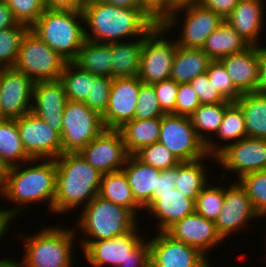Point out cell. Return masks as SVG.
I'll return each instance as SVG.
<instances>
[{"mask_svg":"<svg viewBox=\"0 0 266 267\" xmlns=\"http://www.w3.org/2000/svg\"><path fill=\"white\" fill-rule=\"evenodd\" d=\"M161 117L133 119L119 130L129 155H134L142 147L157 143L160 137Z\"/></svg>","mask_w":266,"mask_h":267,"instance_id":"29","label":"cell"},{"mask_svg":"<svg viewBox=\"0 0 266 267\" xmlns=\"http://www.w3.org/2000/svg\"><path fill=\"white\" fill-rule=\"evenodd\" d=\"M263 8V0H239L235 9L224 20L250 45L260 46L258 39L265 29Z\"/></svg>","mask_w":266,"mask_h":267,"instance_id":"24","label":"cell"},{"mask_svg":"<svg viewBox=\"0 0 266 267\" xmlns=\"http://www.w3.org/2000/svg\"><path fill=\"white\" fill-rule=\"evenodd\" d=\"M224 203V186L207 184L195 199V212L215 222Z\"/></svg>","mask_w":266,"mask_h":267,"instance_id":"40","label":"cell"},{"mask_svg":"<svg viewBox=\"0 0 266 267\" xmlns=\"http://www.w3.org/2000/svg\"><path fill=\"white\" fill-rule=\"evenodd\" d=\"M207 158L214 159L216 162V157L208 155L206 158L189 162H180L177 165V181L174 182L175 188L184 196L196 199L197 195L208 184L209 179L207 173L209 169H206L207 164L202 162Z\"/></svg>","mask_w":266,"mask_h":267,"instance_id":"34","label":"cell"},{"mask_svg":"<svg viewBox=\"0 0 266 267\" xmlns=\"http://www.w3.org/2000/svg\"><path fill=\"white\" fill-rule=\"evenodd\" d=\"M165 232L173 239L195 247L207 258L210 249L224 241L215 223L196 212L176 221Z\"/></svg>","mask_w":266,"mask_h":267,"instance_id":"20","label":"cell"},{"mask_svg":"<svg viewBox=\"0 0 266 267\" xmlns=\"http://www.w3.org/2000/svg\"><path fill=\"white\" fill-rule=\"evenodd\" d=\"M149 241L150 260L156 267H211L213 265L198 249L173 239L166 232L157 233Z\"/></svg>","mask_w":266,"mask_h":267,"instance_id":"19","label":"cell"},{"mask_svg":"<svg viewBox=\"0 0 266 267\" xmlns=\"http://www.w3.org/2000/svg\"><path fill=\"white\" fill-rule=\"evenodd\" d=\"M217 136L222 142L229 141V143L217 146V155L226 146L247 137L244 115L242 109L236 102H231L226 107L223 120L216 133V139Z\"/></svg>","mask_w":266,"mask_h":267,"instance_id":"37","label":"cell"},{"mask_svg":"<svg viewBox=\"0 0 266 267\" xmlns=\"http://www.w3.org/2000/svg\"><path fill=\"white\" fill-rule=\"evenodd\" d=\"M145 37L134 41L111 42V78L137 77Z\"/></svg>","mask_w":266,"mask_h":267,"instance_id":"27","label":"cell"},{"mask_svg":"<svg viewBox=\"0 0 266 267\" xmlns=\"http://www.w3.org/2000/svg\"><path fill=\"white\" fill-rule=\"evenodd\" d=\"M83 24L82 10L46 9L30 29L65 61L72 62L86 40Z\"/></svg>","mask_w":266,"mask_h":267,"instance_id":"4","label":"cell"},{"mask_svg":"<svg viewBox=\"0 0 266 267\" xmlns=\"http://www.w3.org/2000/svg\"><path fill=\"white\" fill-rule=\"evenodd\" d=\"M79 211L81 215L74 229L76 232L81 229L84 236L82 238H85L79 237L81 248L92 241L112 239L125 232H134L139 227L138 218L129 209L99 196L94 197Z\"/></svg>","mask_w":266,"mask_h":267,"instance_id":"5","label":"cell"},{"mask_svg":"<svg viewBox=\"0 0 266 267\" xmlns=\"http://www.w3.org/2000/svg\"><path fill=\"white\" fill-rule=\"evenodd\" d=\"M56 194L53 212L64 214L86 206L98 196L102 173L90 165L79 152H65L55 159ZM85 203V204H83Z\"/></svg>","mask_w":266,"mask_h":267,"instance_id":"3","label":"cell"},{"mask_svg":"<svg viewBox=\"0 0 266 267\" xmlns=\"http://www.w3.org/2000/svg\"><path fill=\"white\" fill-rule=\"evenodd\" d=\"M144 267H156L151 260Z\"/></svg>","mask_w":266,"mask_h":267,"instance_id":"61","label":"cell"},{"mask_svg":"<svg viewBox=\"0 0 266 267\" xmlns=\"http://www.w3.org/2000/svg\"><path fill=\"white\" fill-rule=\"evenodd\" d=\"M142 84L138 76L113 79L106 111L102 115L105 129H120L134 119Z\"/></svg>","mask_w":266,"mask_h":267,"instance_id":"18","label":"cell"},{"mask_svg":"<svg viewBox=\"0 0 266 267\" xmlns=\"http://www.w3.org/2000/svg\"><path fill=\"white\" fill-rule=\"evenodd\" d=\"M230 103L201 104L190 115L192 126L198 137L205 143L207 153L210 156H217V146L219 145L210 136L216 135L223 120L225 109Z\"/></svg>","mask_w":266,"mask_h":267,"instance_id":"26","label":"cell"},{"mask_svg":"<svg viewBox=\"0 0 266 267\" xmlns=\"http://www.w3.org/2000/svg\"><path fill=\"white\" fill-rule=\"evenodd\" d=\"M212 59L202 49L184 48L177 45L170 79L178 84L189 83L207 72Z\"/></svg>","mask_w":266,"mask_h":267,"instance_id":"28","label":"cell"},{"mask_svg":"<svg viewBox=\"0 0 266 267\" xmlns=\"http://www.w3.org/2000/svg\"><path fill=\"white\" fill-rule=\"evenodd\" d=\"M18 23L8 4L0 0V30L15 27Z\"/></svg>","mask_w":266,"mask_h":267,"instance_id":"53","label":"cell"},{"mask_svg":"<svg viewBox=\"0 0 266 267\" xmlns=\"http://www.w3.org/2000/svg\"><path fill=\"white\" fill-rule=\"evenodd\" d=\"M138 232L139 227L112 239L87 243L82 248L87 263L93 267H118L128 260H150V241Z\"/></svg>","mask_w":266,"mask_h":267,"instance_id":"7","label":"cell"},{"mask_svg":"<svg viewBox=\"0 0 266 267\" xmlns=\"http://www.w3.org/2000/svg\"><path fill=\"white\" fill-rule=\"evenodd\" d=\"M111 58V43L85 40L72 63L99 77H111Z\"/></svg>","mask_w":266,"mask_h":267,"instance_id":"30","label":"cell"},{"mask_svg":"<svg viewBox=\"0 0 266 267\" xmlns=\"http://www.w3.org/2000/svg\"><path fill=\"white\" fill-rule=\"evenodd\" d=\"M198 3L226 19L235 9L239 0H199Z\"/></svg>","mask_w":266,"mask_h":267,"instance_id":"49","label":"cell"},{"mask_svg":"<svg viewBox=\"0 0 266 267\" xmlns=\"http://www.w3.org/2000/svg\"><path fill=\"white\" fill-rule=\"evenodd\" d=\"M45 226L34 235L21 234L25 252L23 267H73L75 229ZM66 228V229H65ZM75 238V239H74Z\"/></svg>","mask_w":266,"mask_h":267,"instance_id":"6","label":"cell"},{"mask_svg":"<svg viewBox=\"0 0 266 267\" xmlns=\"http://www.w3.org/2000/svg\"><path fill=\"white\" fill-rule=\"evenodd\" d=\"M8 167L6 166V164L1 160V157H0V191L4 185V181H5V178L7 176V173H8Z\"/></svg>","mask_w":266,"mask_h":267,"instance_id":"60","label":"cell"},{"mask_svg":"<svg viewBox=\"0 0 266 267\" xmlns=\"http://www.w3.org/2000/svg\"><path fill=\"white\" fill-rule=\"evenodd\" d=\"M29 27L18 23L15 27L0 30V68H13L20 43Z\"/></svg>","mask_w":266,"mask_h":267,"instance_id":"38","label":"cell"},{"mask_svg":"<svg viewBox=\"0 0 266 267\" xmlns=\"http://www.w3.org/2000/svg\"><path fill=\"white\" fill-rule=\"evenodd\" d=\"M199 98L193 87L189 83L179 84L176 104L175 115H190L200 106Z\"/></svg>","mask_w":266,"mask_h":267,"instance_id":"48","label":"cell"},{"mask_svg":"<svg viewBox=\"0 0 266 267\" xmlns=\"http://www.w3.org/2000/svg\"><path fill=\"white\" fill-rule=\"evenodd\" d=\"M249 46L250 44L224 20L206 39L202 50L212 60H220L225 56L241 52Z\"/></svg>","mask_w":266,"mask_h":267,"instance_id":"31","label":"cell"},{"mask_svg":"<svg viewBox=\"0 0 266 267\" xmlns=\"http://www.w3.org/2000/svg\"><path fill=\"white\" fill-rule=\"evenodd\" d=\"M26 153L31 159H56L62 154L61 135L29 112L16 119Z\"/></svg>","mask_w":266,"mask_h":267,"instance_id":"13","label":"cell"},{"mask_svg":"<svg viewBox=\"0 0 266 267\" xmlns=\"http://www.w3.org/2000/svg\"><path fill=\"white\" fill-rule=\"evenodd\" d=\"M34 81L14 68H0V119L31 112Z\"/></svg>","mask_w":266,"mask_h":267,"instance_id":"14","label":"cell"},{"mask_svg":"<svg viewBox=\"0 0 266 267\" xmlns=\"http://www.w3.org/2000/svg\"><path fill=\"white\" fill-rule=\"evenodd\" d=\"M156 217L158 232H165L176 221L195 212V199L184 196L176 188L166 192H155L151 205L145 210Z\"/></svg>","mask_w":266,"mask_h":267,"instance_id":"23","label":"cell"},{"mask_svg":"<svg viewBox=\"0 0 266 267\" xmlns=\"http://www.w3.org/2000/svg\"><path fill=\"white\" fill-rule=\"evenodd\" d=\"M79 153L102 174L122 170L129 156L119 129H104Z\"/></svg>","mask_w":266,"mask_h":267,"instance_id":"15","label":"cell"},{"mask_svg":"<svg viewBox=\"0 0 266 267\" xmlns=\"http://www.w3.org/2000/svg\"><path fill=\"white\" fill-rule=\"evenodd\" d=\"M82 13L86 40L100 43L146 37L159 24L144 8H124L93 0H85Z\"/></svg>","mask_w":266,"mask_h":267,"instance_id":"1","label":"cell"},{"mask_svg":"<svg viewBox=\"0 0 266 267\" xmlns=\"http://www.w3.org/2000/svg\"><path fill=\"white\" fill-rule=\"evenodd\" d=\"M182 11L185 14L183 20H185L182 21L181 38L176 37L175 41L178 46L184 48L202 49L206 39L224 21L220 15L195 3L175 8L160 24L170 32L174 26H179L178 24L181 22L179 17Z\"/></svg>","mask_w":266,"mask_h":267,"instance_id":"9","label":"cell"},{"mask_svg":"<svg viewBox=\"0 0 266 267\" xmlns=\"http://www.w3.org/2000/svg\"><path fill=\"white\" fill-rule=\"evenodd\" d=\"M62 154L79 152L104 129L102 116L84 102L68 100L63 111Z\"/></svg>","mask_w":266,"mask_h":267,"instance_id":"10","label":"cell"},{"mask_svg":"<svg viewBox=\"0 0 266 267\" xmlns=\"http://www.w3.org/2000/svg\"><path fill=\"white\" fill-rule=\"evenodd\" d=\"M85 0H44L47 9L82 10Z\"/></svg>","mask_w":266,"mask_h":267,"instance_id":"52","label":"cell"},{"mask_svg":"<svg viewBox=\"0 0 266 267\" xmlns=\"http://www.w3.org/2000/svg\"><path fill=\"white\" fill-rule=\"evenodd\" d=\"M97 77L95 74L79 69L72 62H67L59 80L63 84L68 100L84 102L90 95L91 83Z\"/></svg>","mask_w":266,"mask_h":267,"instance_id":"36","label":"cell"},{"mask_svg":"<svg viewBox=\"0 0 266 267\" xmlns=\"http://www.w3.org/2000/svg\"><path fill=\"white\" fill-rule=\"evenodd\" d=\"M167 31L159 23L145 38L138 77L143 84L153 85L168 80L177 43L163 36Z\"/></svg>","mask_w":266,"mask_h":267,"instance_id":"11","label":"cell"},{"mask_svg":"<svg viewBox=\"0 0 266 267\" xmlns=\"http://www.w3.org/2000/svg\"><path fill=\"white\" fill-rule=\"evenodd\" d=\"M260 74L255 92L266 95V47H260Z\"/></svg>","mask_w":266,"mask_h":267,"instance_id":"54","label":"cell"},{"mask_svg":"<svg viewBox=\"0 0 266 267\" xmlns=\"http://www.w3.org/2000/svg\"><path fill=\"white\" fill-rule=\"evenodd\" d=\"M98 196L129 209L136 217L143 209L136 203L123 170L103 174Z\"/></svg>","mask_w":266,"mask_h":267,"instance_id":"32","label":"cell"},{"mask_svg":"<svg viewBox=\"0 0 266 267\" xmlns=\"http://www.w3.org/2000/svg\"><path fill=\"white\" fill-rule=\"evenodd\" d=\"M175 181H177V166L171 169L160 170L158 176V184L155 192H166L175 188Z\"/></svg>","mask_w":266,"mask_h":267,"instance_id":"51","label":"cell"},{"mask_svg":"<svg viewBox=\"0 0 266 267\" xmlns=\"http://www.w3.org/2000/svg\"><path fill=\"white\" fill-rule=\"evenodd\" d=\"M0 157L8 168L29 162L16 119H0Z\"/></svg>","mask_w":266,"mask_h":267,"instance_id":"35","label":"cell"},{"mask_svg":"<svg viewBox=\"0 0 266 267\" xmlns=\"http://www.w3.org/2000/svg\"><path fill=\"white\" fill-rule=\"evenodd\" d=\"M134 155L140 161L159 170L171 169L180 163L177 157L159 142L142 147Z\"/></svg>","mask_w":266,"mask_h":267,"instance_id":"41","label":"cell"},{"mask_svg":"<svg viewBox=\"0 0 266 267\" xmlns=\"http://www.w3.org/2000/svg\"><path fill=\"white\" fill-rule=\"evenodd\" d=\"M198 95L200 104H218L231 102L227 100L213 85L210 83L207 72L198 75L189 82Z\"/></svg>","mask_w":266,"mask_h":267,"instance_id":"46","label":"cell"},{"mask_svg":"<svg viewBox=\"0 0 266 267\" xmlns=\"http://www.w3.org/2000/svg\"><path fill=\"white\" fill-rule=\"evenodd\" d=\"M164 114L159 106L154 87L152 85L142 84L134 119H152L162 117Z\"/></svg>","mask_w":266,"mask_h":267,"instance_id":"44","label":"cell"},{"mask_svg":"<svg viewBox=\"0 0 266 267\" xmlns=\"http://www.w3.org/2000/svg\"><path fill=\"white\" fill-rule=\"evenodd\" d=\"M122 170L128 179L136 203L145 211L151 205L160 170L140 161L135 155L128 156Z\"/></svg>","mask_w":266,"mask_h":267,"instance_id":"25","label":"cell"},{"mask_svg":"<svg viewBox=\"0 0 266 267\" xmlns=\"http://www.w3.org/2000/svg\"><path fill=\"white\" fill-rule=\"evenodd\" d=\"M260 218L256 213L250 197L238 181L224 187V203L221 212L215 220L218 233L225 240L236 230L244 229L253 221ZM248 224V225H247Z\"/></svg>","mask_w":266,"mask_h":267,"instance_id":"17","label":"cell"},{"mask_svg":"<svg viewBox=\"0 0 266 267\" xmlns=\"http://www.w3.org/2000/svg\"><path fill=\"white\" fill-rule=\"evenodd\" d=\"M29 162L10 167L0 191L2 198L5 197L9 203L11 201L16 203L17 207L9 208L16 217L29 204L46 201L49 205L47 209L53 213L56 194V161L55 159H31ZM26 163L30 166L27 167Z\"/></svg>","mask_w":266,"mask_h":267,"instance_id":"2","label":"cell"},{"mask_svg":"<svg viewBox=\"0 0 266 267\" xmlns=\"http://www.w3.org/2000/svg\"><path fill=\"white\" fill-rule=\"evenodd\" d=\"M159 143L167 147L180 162L208 156L205 143L198 137L190 117L164 114L161 117Z\"/></svg>","mask_w":266,"mask_h":267,"instance_id":"12","label":"cell"},{"mask_svg":"<svg viewBox=\"0 0 266 267\" xmlns=\"http://www.w3.org/2000/svg\"><path fill=\"white\" fill-rule=\"evenodd\" d=\"M154 87L159 106L165 114H175L176 96L179 84L172 79L164 80L152 85Z\"/></svg>","mask_w":266,"mask_h":267,"instance_id":"47","label":"cell"},{"mask_svg":"<svg viewBox=\"0 0 266 267\" xmlns=\"http://www.w3.org/2000/svg\"><path fill=\"white\" fill-rule=\"evenodd\" d=\"M236 103L244 115L247 137L266 139V95L244 93Z\"/></svg>","mask_w":266,"mask_h":267,"instance_id":"33","label":"cell"},{"mask_svg":"<svg viewBox=\"0 0 266 267\" xmlns=\"http://www.w3.org/2000/svg\"><path fill=\"white\" fill-rule=\"evenodd\" d=\"M149 260H128L118 267H144Z\"/></svg>","mask_w":266,"mask_h":267,"instance_id":"59","label":"cell"},{"mask_svg":"<svg viewBox=\"0 0 266 267\" xmlns=\"http://www.w3.org/2000/svg\"><path fill=\"white\" fill-rule=\"evenodd\" d=\"M67 63L30 28L23 36L14 69L34 82L59 80Z\"/></svg>","mask_w":266,"mask_h":267,"instance_id":"8","label":"cell"},{"mask_svg":"<svg viewBox=\"0 0 266 267\" xmlns=\"http://www.w3.org/2000/svg\"><path fill=\"white\" fill-rule=\"evenodd\" d=\"M0 267H23V265H22V263H21V261L19 262H17V260H15V259H11V257L10 258H0Z\"/></svg>","mask_w":266,"mask_h":267,"instance_id":"58","label":"cell"},{"mask_svg":"<svg viewBox=\"0 0 266 267\" xmlns=\"http://www.w3.org/2000/svg\"><path fill=\"white\" fill-rule=\"evenodd\" d=\"M93 1L124 8H143L140 5L139 0H93Z\"/></svg>","mask_w":266,"mask_h":267,"instance_id":"56","label":"cell"},{"mask_svg":"<svg viewBox=\"0 0 266 267\" xmlns=\"http://www.w3.org/2000/svg\"><path fill=\"white\" fill-rule=\"evenodd\" d=\"M199 0H167V16L175 9L184 5L198 3Z\"/></svg>","mask_w":266,"mask_h":267,"instance_id":"57","label":"cell"},{"mask_svg":"<svg viewBox=\"0 0 266 267\" xmlns=\"http://www.w3.org/2000/svg\"><path fill=\"white\" fill-rule=\"evenodd\" d=\"M210 83L229 101L236 102L242 95L233 85L225 66L220 60H212L207 69Z\"/></svg>","mask_w":266,"mask_h":267,"instance_id":"42","label":"cell"},{"mask_svg":"<svg viewBox=\"0 0 266 267\" xmlns=\"http://www.w3.org/2000/svg\"><path fill=\"white\" fill-rule=\"evenodd\" d=\"M237 181L246 190L259 217H266V170L248 173Z\"/></svg>","mask_w":266,"mask_h":267,"instance_id":"39","label":"cell"},{"mask_svg":"<svg viewBox=\"0 0 266 267\" xmlns=\"http://www.w3.org/2000/svg\"><path fill=\"white\" fill-rule=\"evenodd\" d=\"M216 164L234 171L237 179L251 172L266 170V139L245 137L226 146L217 156Z\"/></svg>","mask_w":266,"mask_h":267,"instance_id":"16","label":"cell"},{"mask_svg":"<svg viewBox=\"0 0 266 267\" xmlns=\"http://www.w3.org/2000/svg\"><path fill=\"white\" fill-rule=\"evenodd\" d=\"M15 215L9 209H0V240L3 238L6 232L9 229L10 223H12L13 218L15 219Z\"/></svg>","mask_w":266,"mask_h":267,"instance_id":"55","label":"cell"},{"mask_svg":"<svg viewBox=\"0 0 266 267\" xmlns=\"http://www.w3.org/2000/svg\"><path fill=\"white\" fill-rule=\"evenodd\" d=\"M139 3L158 23L167 17V0H139Z\"/></svg>","mask_w":266,"mask_h":267,"instance_id":"50","label":"cell"},{"mask_svg":"<svg viewBox=\"0 0 266 267\" xmlns=\"http://www.w3.org/2000/svg\"><path fill=\"white\" fill-rule=\"evenodd\" d=\"M68 99L60 80L34 83L31 112L60 135L63 130V111Z\"/></svg>","mask_w":266,"mask_h":267,"instance_id":"21","label":"cell"},{"mask_svg":"<svg viewBox=\"0 0 266 267\" xmlns=\"http://www.w3.org/2000/svg\"><path fill=\"white\" fill-rule=\"evenodd\" d=\"M234 87L241 93L255 92L260 74V46L250 45L220 59Z\"/></svg>","mask_w":266,"mask_h":267,"instance_id":"22","label":"cell"},{"mask_svg":"<svg viewBox=\"0 0 266 267\" xmlns=\"http://www.w3.org/2000/svg\"><path fill=\"white\" fill-rule=\"evenodd\" d=\"M12 10L15 19L29 28L47 9L44 0H4Z\"/></svg>","mask_w":266,"mask_h":267,"instance_id":"43","label":"cell"},{"mask_svg":"<svg viewBox=\"0 0 266 267\" xmlns=\"http://www.w3.org/2000/svg\"><path fill=\"white\" fill-rule=\"evenodd\" d=\"M113 78L111 77H97L91 83L90 95L84 101L85 105L101 116L105 113L109 100V93L111 89Z\"/></svg>","mask_w":266,"mask_h":267,"instance_id":"45","label":"cell"}]
</instances>
